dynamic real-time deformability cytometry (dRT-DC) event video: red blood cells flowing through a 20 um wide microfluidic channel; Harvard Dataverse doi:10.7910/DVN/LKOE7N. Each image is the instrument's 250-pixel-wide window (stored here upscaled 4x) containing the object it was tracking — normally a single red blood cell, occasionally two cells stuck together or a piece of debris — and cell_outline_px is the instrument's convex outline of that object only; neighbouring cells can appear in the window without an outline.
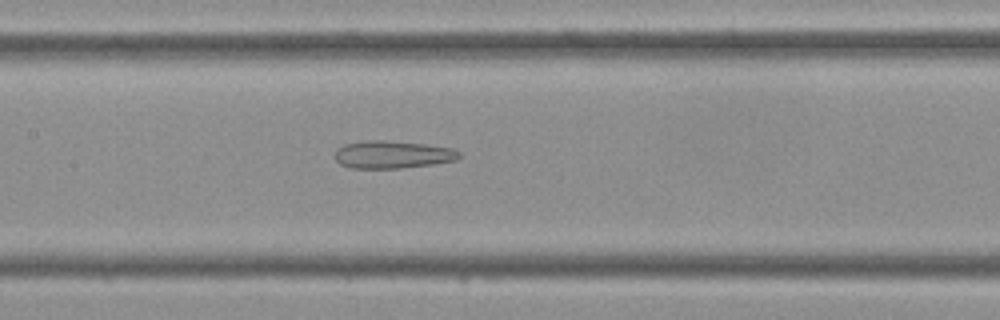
{"species": "Egyptian fruit bat (a non-hibernating species)", "species_latin": "Rousettus aegyptiacus", "temperature_condition": "cold", "stored_images_in_passage": 44, "camera_frame_rate_fps": 3000, "um_per_image_px": 0.085, "frame": {"image": 1, "passage_image": 21, "time_ms": 6.667, "image_size_px": [1000, 320], "cell_outline_px": [[460, 156], [456, 160], [432, 164], [400, 168], [348, 168], [340, 164], [336, 160], [336, 148], [344, 144], [364, 140], [384, 140], [428, 144], [452, 148], [460, 152]], "centroid_in_image_um": [33.34, 13.13], "position_along_channel_um": 174.1, "area_um2": 20.11}}
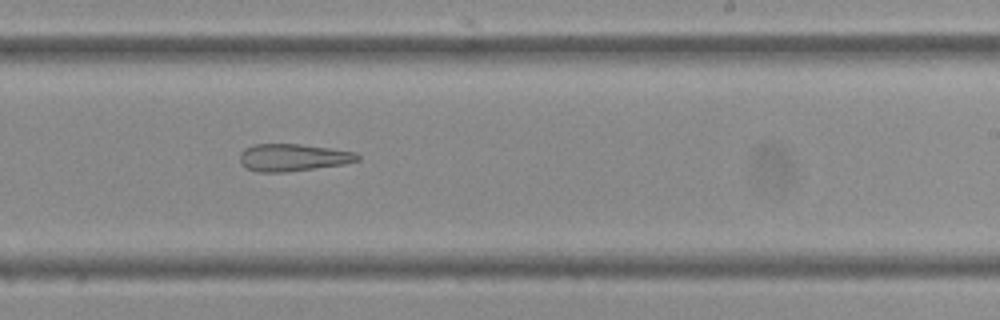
{"frame": {"image": 2, "passage_image": 27, "time_ms": 8.667, "image_size_px": [1000, 320], "cell_outline_px": [[360, 160], [344, 164], [284, 172], [256, 172], [248, 168], [240, 160], [240, 152], [244, 148], [252, 144], [300, 144], [356, 152], [360, 156]], "centroid_in_image_um": [24.9, 13.38], "position_along_channel_um": 264.1, "area_um2": 18.61}}
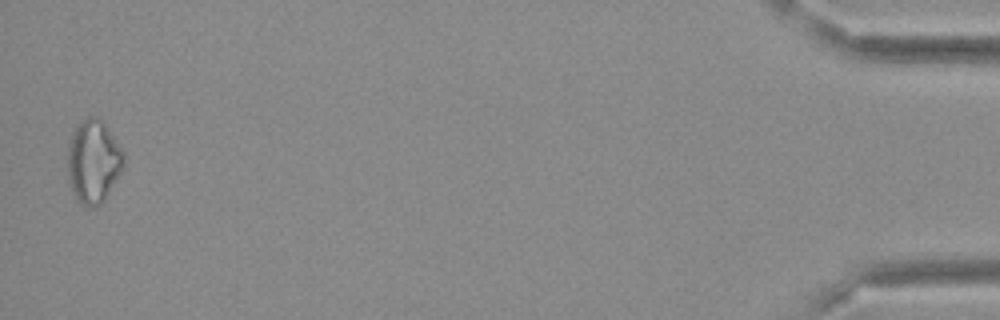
{"frame": {"image": 3, "passage_image": 44, "time_ms": 14.333, "image_size_px": [1000, 320], "cell_outline_px": [[124, 164], [104, 200], [92, 208], [88, 208], [80, 204], [76, 200], [68, 180], [68, 148], [72, 132], [76, 124], [80, 120], [88, 116], [96, 116], [104, 124], [124, 152]], "centroid_in_image_um": [7.9, 13.72], "position_along_channel_um": 427.3, "area_um2": 27.05}}